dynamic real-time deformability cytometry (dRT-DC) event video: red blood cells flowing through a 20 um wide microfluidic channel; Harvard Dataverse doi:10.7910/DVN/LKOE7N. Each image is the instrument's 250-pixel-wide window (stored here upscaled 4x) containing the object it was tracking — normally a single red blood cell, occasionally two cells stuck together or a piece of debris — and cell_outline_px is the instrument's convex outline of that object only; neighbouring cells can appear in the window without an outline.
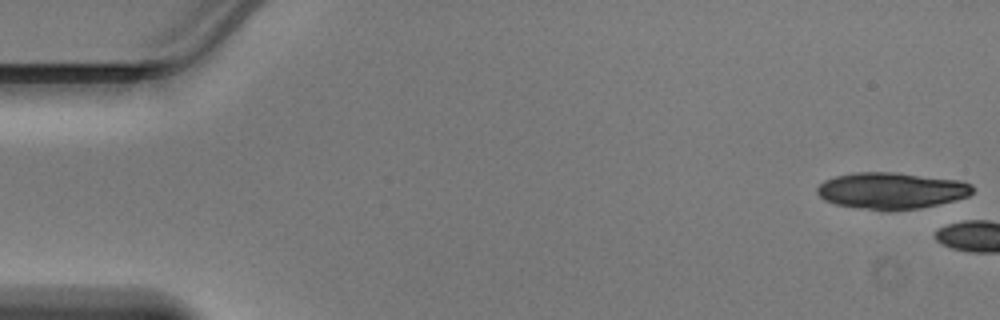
{"species": "Egyptian fruit bat (a non-hibernating species)", "species_latin": "Rousettus aegyptiacus", "temperature_condition": "warm", "stored_images_in_passage": 4, "camera_frame_rate_fps": 3000, "um_per_image_px": 0.085, "animal": {"sex": "male"}, "frame": {"image": 1, "passage_image": 1, "time_ms": 0.0, "image_size_px": [1000, 320], "cell_outline_px": [[972, 192], [968, 196], [920, 208], [888, 212], [884, 212], [836, 204], [824, 200], [816, 192], [816, 188], [824, 180], [836, 176], [856, 172], [896, 172], [960, 180], [972, 184]], "centroid_in_image_um": [75.74, 16.21], "position_along_channel_um": 9.3, "area_um2": 33.23}}